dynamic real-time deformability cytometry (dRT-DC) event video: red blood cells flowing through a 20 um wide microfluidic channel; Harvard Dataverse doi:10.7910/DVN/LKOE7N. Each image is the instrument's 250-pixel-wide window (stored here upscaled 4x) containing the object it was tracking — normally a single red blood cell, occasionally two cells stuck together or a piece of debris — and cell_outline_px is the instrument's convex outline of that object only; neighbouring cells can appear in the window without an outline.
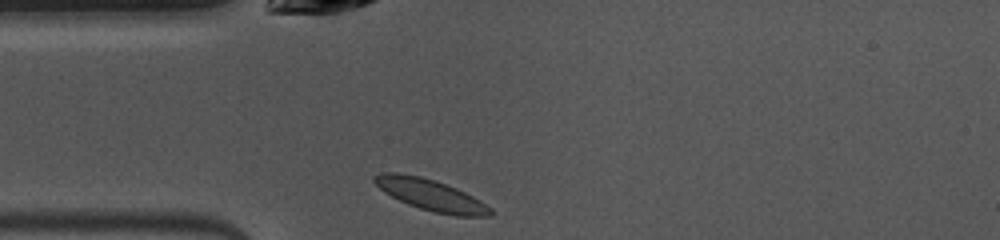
{"species": "common noctule bat (a hibernating species)", "species_latin": "Nyctalus noctula", "temperature_condition": "warm", "stored_images_in_passage": 39, "camera_frame_rate_fps": 3000, "um_per_image_px": 0.085, "animal": {"sex": "female", "body_mass_g": 10.0, "forearm_length_mm": 53.1}, "frame": {"image": 1, "passage_image": 1, "time_ms": 0.0, "image_size_px": [1000, 240], "cell_outline_px": [[492, 216], [456, 216], [436, 212], [420, 208], [408, 204], [384, 192], [372, 180], [372, 176], [380, 172], [396, 172], [420, 176], [456, 188], [480, 200], [492, 208]], "centroid_in_image_um": [36.6, 16.57], "position_along_channel_um": 48.4, "area_um2": 20.92}}
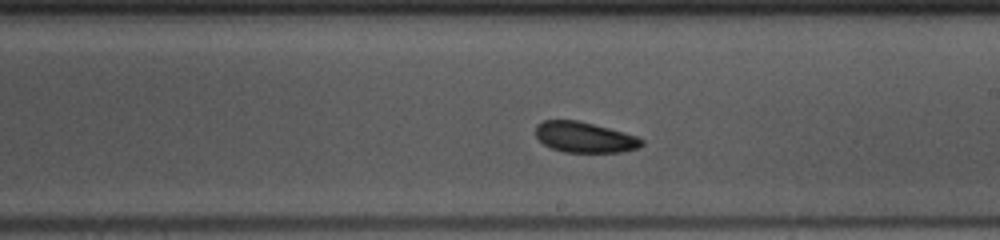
{"frame": {"image": 2, "passage_image": 16, "time_ms": 5.0, "image_size_px": [1000, 240], "cell_outline_px": [[644, 144], [640, 148], [620, 152], [564, 152], [552, 148], [544, 144], [536, 136], [536, 124], [544, 120], [576, 120], [624, 132], [636, 136], [644, 140]], "centroid_in_image_um": [49.71, 11.67], "position_along_channel_um": 239.3, "area_um2": 18.84}}
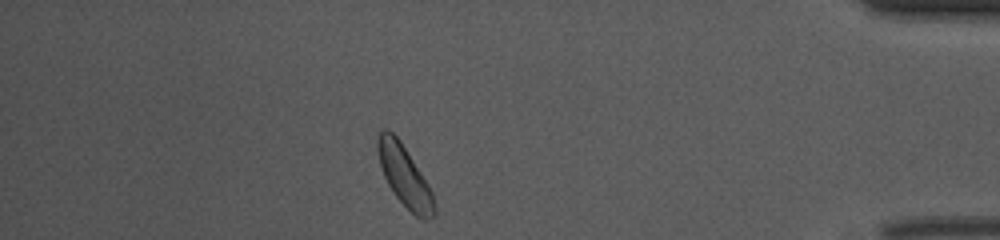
{"frame": {"image": 3, "passage_image": 32, "time_ms": 10.333, "image_size_px": [1000, 240], "cell_outline_px": [[436, 216], [432, 220], [424, 220], [416, 216], [396, 196], [388, 184], [384, 176], [380, 164], [376, 148], [376, 140], [380, 132], [384, 128], [388, 128], [400, 140], [428, 184], [432, 192], [436, 208]], "centroid_in_image_um": [34.4, 14.97], "position_along_channel_um": 400.8, "area_um2": 20.0}, "authors_computed_cell_mechanics": {"area_um2": 19.5942, "velocity_mm_per_s": 3.9232, "shape_relaxation_time_tau1_ms": 1.3235, "shape_relaxation_time_tau2_ms": null, "deformation_change_tau1": 0.0525, "deformation_change_tau2": null}}